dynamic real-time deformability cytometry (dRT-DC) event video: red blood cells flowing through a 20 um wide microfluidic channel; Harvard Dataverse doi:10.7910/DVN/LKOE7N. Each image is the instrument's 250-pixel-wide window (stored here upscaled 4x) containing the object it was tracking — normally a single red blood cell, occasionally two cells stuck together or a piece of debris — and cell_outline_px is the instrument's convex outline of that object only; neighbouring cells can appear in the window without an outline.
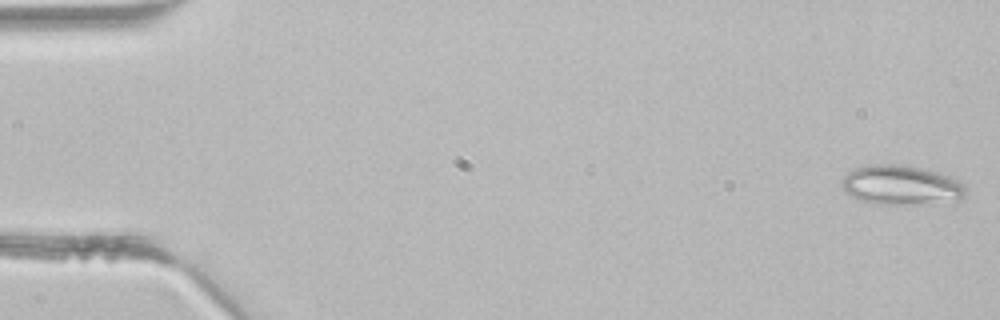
{"species": "common noctule bat (a hibernating species)", "species_latin": "Nyctalus noctula", "temperature_condition": "room temperature", "stored_images_in_passage": 43, "camera_frame_rate_fps": 3000, "um_per_image_px": 0.085, "animal": {"sex": "male", "body_mass_g": 21.5, "forearm_length_mm": 52.0}, "frame": {"image": 1, "passage_image": 1, "time_ms": 0.0, "image_size_px": [1000, 320], "cell_outline_px": [[968, 192], [956, 204], [876, 204], [860, 200], [844, 192], [840, 184], [840, 180], [848, 172], [856, 168], [876, 164], [908, 164], [936, 172], [948, 176], [964, 184], [968, 188]], "centroid_in_image_um": [76.66, 15.76], "position_along_channel_um": 8.3, "area_um2": 29.36}}
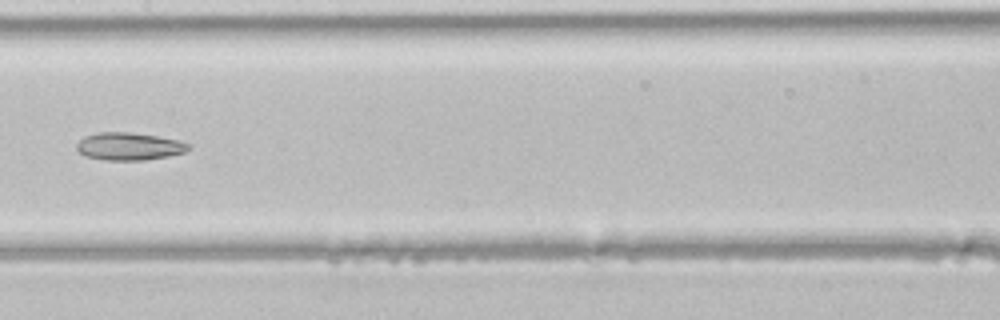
{"frame": {"image": 2, "passage_image": 22, "time_ms": 7.0, "image_size_px": [1000, 320], "cell_outline_px": [[192, 148], [184, 152], [168, 156], [144, 160], [104, 160], [84, 156], [76, 148], [76, 144], [84, 136], [96, 132], [128, 132], [156, 136], [176, 140], [192, 144]], "centroid_in_image_um": [10.96, 12.44], "position_along_channel_um": 196.4, "area_um2": 18.03}}
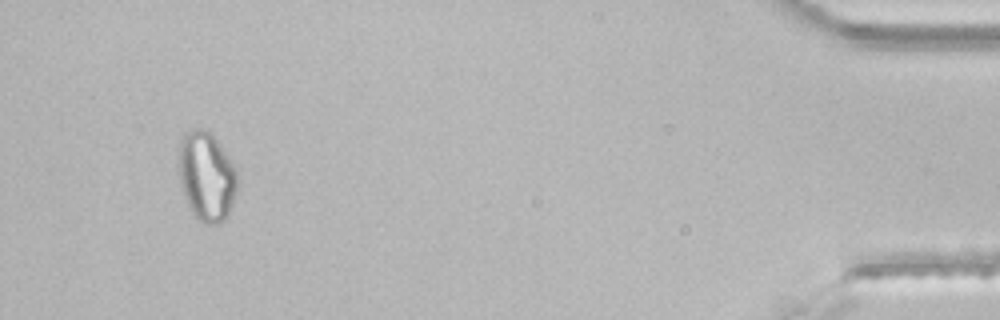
{"frame": {"image": 3, "passage_image": 41, "time_ms": 13.333, "image_size_px": [1000, 320], "cell_outline_px": [[236, 192], [228, 216], [220, 224], [208, 224], [196, 220], [184, 196], [180, 184], [180, 140], [184, 132], [188, 128], [200, 128], [208, 132], [220, 144], [236, 168]], "centroid_in_image_um": [17.55, 15.01], "position_along_channel_um": 417.6, "area_um2": 30.4}}